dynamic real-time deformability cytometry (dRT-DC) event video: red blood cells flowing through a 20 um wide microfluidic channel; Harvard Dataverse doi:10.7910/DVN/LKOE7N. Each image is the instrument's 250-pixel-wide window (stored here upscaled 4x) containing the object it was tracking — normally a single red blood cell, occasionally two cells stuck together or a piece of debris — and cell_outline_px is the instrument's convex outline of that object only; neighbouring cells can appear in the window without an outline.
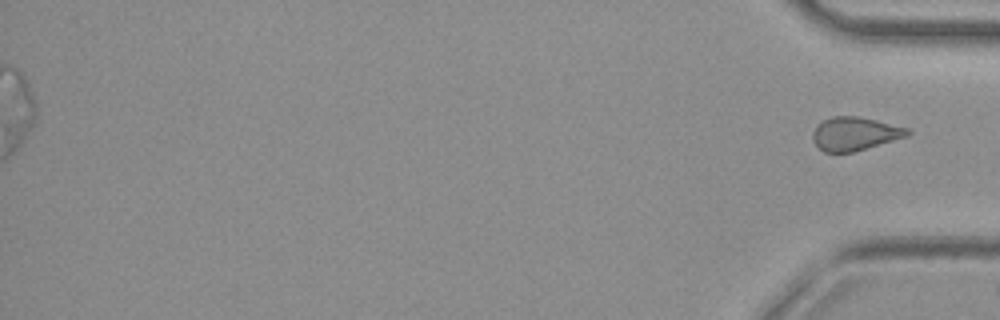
{"species": "common noctule bat (a hibernating species)", "species_latin": "Nyctalus noctula", "temperature_condition": "cold", "stored_images_in_passage": 42, "segment_of_instrument_passage": [2, 2], "camera_frame_rate_fps": 3000, "um_per_image_px": 0.085, "animal": {"sex": "female", "body_mass_g": 29.2, "forearm_length_mm": 56.3}, "frame": {"image": 1, "passage_image": 42, "time_ms": 13.667, "image_size_px": [1000, 320], "cell_outline_px": [[912, 132], [908, 136], [852, 152], [824, 152], [812, 140], [812, 132], [816, 124], [832, 116], [860, 116], [908, 128]], "centroid_in_image_um": [72.64, 11.35], "position_along_channel_um": 362.6, "area_um2": 18.44}}